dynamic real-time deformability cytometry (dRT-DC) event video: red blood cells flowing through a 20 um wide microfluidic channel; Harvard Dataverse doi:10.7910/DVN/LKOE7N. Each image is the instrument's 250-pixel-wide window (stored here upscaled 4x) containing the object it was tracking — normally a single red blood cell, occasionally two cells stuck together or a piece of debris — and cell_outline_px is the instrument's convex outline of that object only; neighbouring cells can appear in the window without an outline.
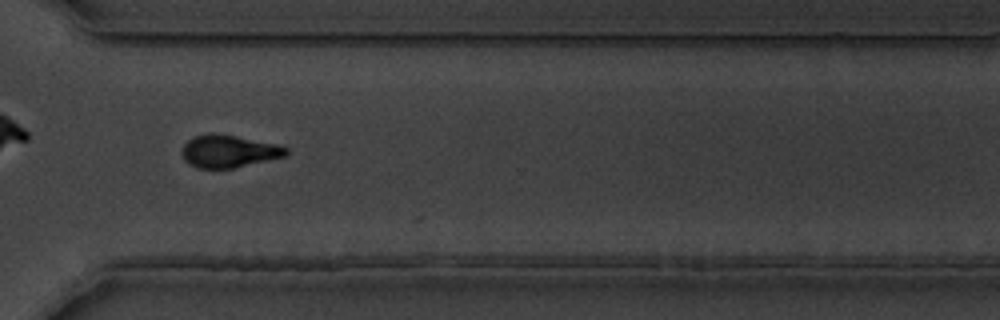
{"species": "common noctule bat (a hibernating species)", "species_latin": "Nyctalus noctula", "temperature_condition": "warm", "stored_images_in_passage": 55, "camera_frame_rate_fps": 3000, "um_per_image_px": 0.085, "animal": {"sex": "male", "body_mass_g": 19.5, "forearm_length_mm": 54.6}, "frame": {"image": 1, "passage_image": 40, "time_ms": 13.0, "image_size_px": [1000, 320], "cell_outline_px": [[288, 152], [284, 156], [232, 168], [196, 168], [188, 164], [184, 160], [184, 144], [188, 140], [196, 136], [208, 132], [212, 132], [236, 136], [276, 144], [288, 148]], "centroid_in_image_um": [19.42, 12.85], "position_along_channel_um": 351.2, "area_um2": 19.42}}